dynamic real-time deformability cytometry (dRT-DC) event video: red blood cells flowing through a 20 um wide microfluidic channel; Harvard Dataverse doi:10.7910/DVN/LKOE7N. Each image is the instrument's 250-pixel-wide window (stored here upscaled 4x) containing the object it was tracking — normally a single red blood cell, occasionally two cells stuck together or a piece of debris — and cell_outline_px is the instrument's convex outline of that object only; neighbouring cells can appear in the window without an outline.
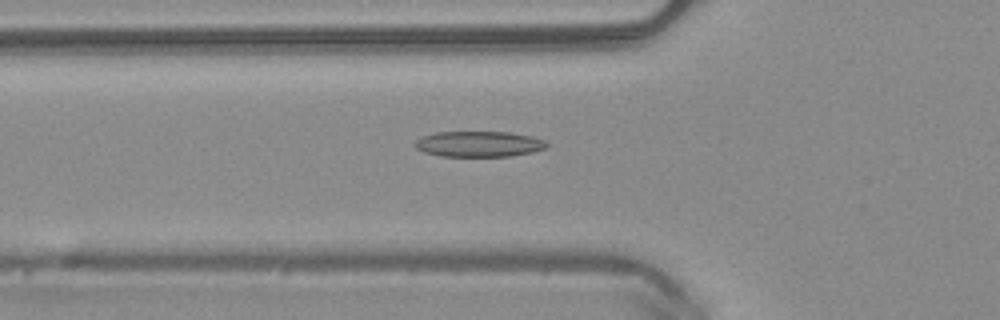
{"species": "common noctule bat (a hibernating species)", "species_latin": "Nyctalus noctula", "temperature_condition": "warm", "stored_images_in_passage": 50, "camera_frame_rate_fps": 3000, "um_per_image_px": 0.085, "animal": {"sex": "male", "body_mass_g": 20.4}, "frame": {"image": 1, "passage_image": 18, "time_ms": 5.667, "image_size_px": [1000, 320], "cell_outline_px": [[548, 148], [532, 152], [512, 156], [440, 156], [424, 152], [416, 148], [412, 144], [416, 140], [424, 136], [436, 132], [508, 132], [532, 136], [544, 140], [548, 144]], "centroid_in_image_um": [40.72, 12.24], "position_along_channel_um": 85.1, "area_um2": 19.77}}
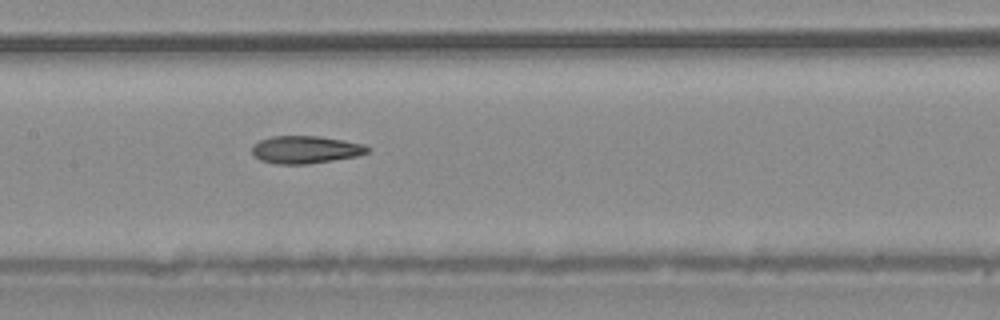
{"frame": {"image": 2, "passage_image": 25, "time_ms": 8.0, "image_size_px": [1000, 320], "cell_outline_px": [[372, 148], [368, 152], [356, 156], [308, 164], [276, 164], [260, 160], [252, 152], [252, 144], [260, 140], [272, 136], [316, 136], [344, 140], [364, 144]], "centroid_in_image_um": [25.97, 12.71], "position_along_channel_um": 181.4, "area_um2": 18.55}}
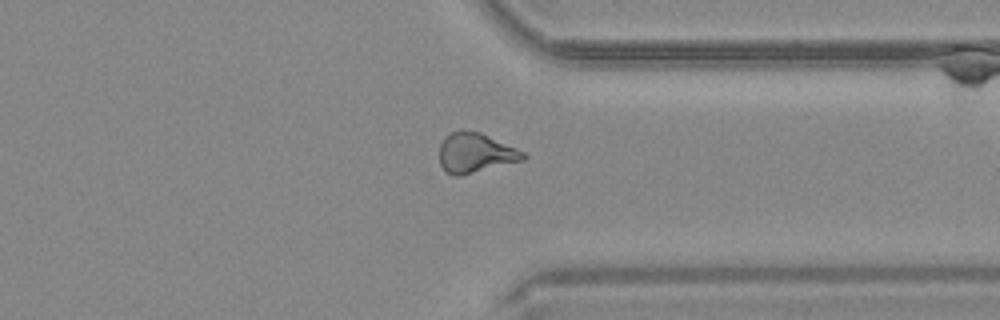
{"frame": {"image": 3, "passage_image": 39, "time_ms": 12.667, "image_size_px": [1000, 320], "cell_outline_px": [[528, 156], [524, 160], [460, 176], [452, 176], [444, 172], [440, 164], [440, 144], [444, 136], [452, 132], [480, 132], [516, 148], [524, 152]], "centroid_in_image_um": [40.4, 13.03], "position_along_channel_um": 371.0, "area_um2": 19.31}, "authors_computed_cell_mechanics": {"area_um2": 19.363, "velocity_mm_per_s": 4.0828, "shape_relaxation_time_tau1_ms": 10.6203, "shape_relaxation_time_tau2_ms": 3.5829, "deformation_change_tau1": 0.2421, "deformation_change_tau2": 0.1315}}